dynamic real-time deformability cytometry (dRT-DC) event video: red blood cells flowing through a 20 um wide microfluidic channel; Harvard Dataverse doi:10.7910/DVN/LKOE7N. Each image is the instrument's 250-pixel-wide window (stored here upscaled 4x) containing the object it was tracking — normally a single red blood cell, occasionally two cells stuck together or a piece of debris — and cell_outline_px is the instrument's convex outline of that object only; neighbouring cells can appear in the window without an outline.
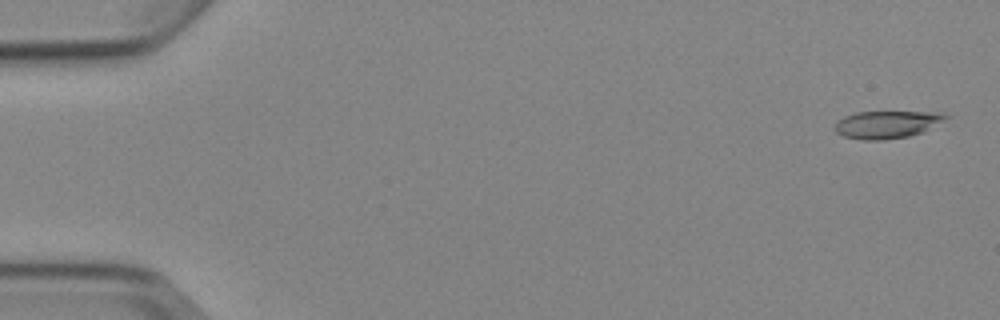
{"species": "Egyptian fruit bat (a non-hibernating species)", "species_latin": "Rousettus aegyptiacus", "temperature_condition": "cold", "stored_images_in_passage": 3, "camera_frame_rate_fps": 3000, "um_per_image_px": 0.085, "animal": {"sex": "female"}, "frame": {"image": 1, "passage_image": 1, "time_ms": 0.0, "image_size_px": [1000, 320], "cell_outline_px": [[952, 116], [924, 132], [908, 136], [884, 140], [864, 140], [844, 136], [836, 132], [836, 120], [844, 116], [856, 112], [944, 112]], "centroid_in_image_um": [75.44, 10.57], "position_along_channel_um": 9.6, "area_um2": 17.92}}